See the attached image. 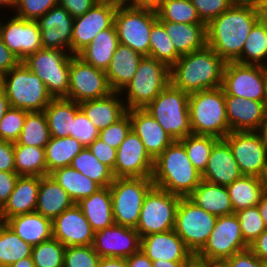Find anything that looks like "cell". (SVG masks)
<instances>
[{
    "instance_id": "9f6ffc18",
    "label": "cell",
    "mask_w": 267,
    "mask_h": 267,
    "mask_svg": "<svg viewBox=\"0 0 267 267\" xmlns=\"http://www.w3.org/2000/svg\"><path fill=\"white\" fill-rule=\"evenodd\" d=\"M196 8L199 18L204 24L218 17L221 13L229 9L235 0H190Z\"/></svg>"
},
{
    "instance_id": "11a10c76",
    "label": "cell",
    "mask_w": 267,
    "mask_h": 267,
    "mask_svg": "<svg viewBox=\"0 0 267 267\" xmlns=\"http://www.w3.org/2000/svg\"><path fill=\"white\" fill-rule=\"evenodd\" d=\"M131 130L130 116L126 113L116 123L99 131V138L109 146L117 149Z\"/></svg>"
},
{
    "instance_id": "60d3db41",
    "label": "cell",
    "mask_w": 267,
    "mask_h": 267,
    "mask_svg": "<svg viewBox=\"0 0 267 267\" xmlns=\"http://www.w3.org/2000/svg\"><path fill=\"white\" fill-rule=\"evenodd\" d=\"M15 172L19 176H46L45 148L14 144Z\"/></svg>"
},
{
    "instance_id": "89a4df30",
    "label": "cell",
    "mask_w": 267,
    "mask_h": 267,
    "mask_svg": "<svg viewBox=\"0 0 267 267\" xmlns=\"http://www.w3.org/2000/svg\"><path fill=\"white\" fill-rule=\"evenodd\" d=\"M191 261H168V260H157L152 261L153 267H187Z\"/></svg>"
},
{
    "instance_id": "f907efd6",
    "label": "cell",
    "mask_w": 267,
    "mask_h": 267,
    "mask_svg": "<svg viewBox=\"0 0 267 267\" xmlns=\"http://www.w3.org/2000/svg\"><path fill=\"white\" fill-rule=\"evenodd\" d=\"M26 110L9 107L0 122V140L15 143L22 132Z\"/></svg>"
},
{
    "instance_id": "09005b40",
    "label": "cell",
    "mask_w": 267,
    "mask_h": 267,
    "mask_svg": "<svg viewBox=\"0 0 267 267\" xmlns=\"http://www.w3.org/2000/svg\"><path fill=\"white\" fill-rule=\"evenodd\" d=\"M111 1L118 5H128L132 0H111Z\"/></svg>"
},
{
    "instance_id": "34e18365",
    "label": "cell",
    "mask_w": 267,
    "mask_h": 267,
    "mask_svg": "<svg viewBox=\"0 0 267 267\" xmlns=\"http://www.w3.org/2000/svg\"><path fill=\"white\" fill-rule=\"evenodd\" d=\"M8 267H35L32 256L20 259Z\"/></svg>"
},
{
    "instance_id": "e7e4bbea",
    "label": "cell",
    "mask_w": 267,
    "mask_h": 267,
    "mask_svg": "<svg viewBox=\"0 0 267 267\" xmlns=\"http://www.w3.org/2000/svg\"><path fill=\"white\" fill-rule=\"evenodd\" d=\"M249 249L267 264V229L264 230L249 246Z\"/></svg>"
},
{
    "instance_id": "ba28073f",
    "label": "cell",
    "mask_w": 267,
    "mask_h": 267,
    "mask_svg": "<svg viewBox=\"0 0 267 267\" xmlns=\"http://www.w3.org/2000/svg\"><path fill=\"white\" fill-rule=\"evenodd\" d=\"M72 56L70 52L41 48L22 63L46 85L52 98H67Z\"/></svg>"
},
{
    "instance_id": "ffe728a7",
    "label": "cell",
    "mask_w": 267,
    "mask_h": 267,
    "mask_svg": "<svg viewBox=\"0 0 267 267\" xmlns=\"http://www.w3.org/2000/svg\"><path fill=\"white\" fill-rule=\"evenodd\" d=\"M92 246L101 258L126 259L140 249V236L135 228L114 223L95 232Z\"/></svg>"
},
{
    "instance_id": "91938a15",
    "label": "cell",
    "mask_w": 267,
    "mask_h": 267,
    "mask_svg": "<svg viewBox=\"0 0 267 267\" xmlns=\"http://www.w3.org/2000/svg\"><path fill=\"white\" fill-rule=\"evenodd\" d=\"M18 177L16 172L0 171V209L8 201Z\"/></svg>"
},
{
    "instance_id": "2e32d148",
    "label": "cell",
    "mask_w": 267,
    "mask_h": 267,
    "mask_svg": "<svg viewBox=\"0 0 267 267\" xmlns=\"http://www.w3.org/2000/svg\"><path fill=\"white\" fill-rule=\"evenodd\" d=\"M249 249L235 213L217 218L215 227L204 247L194 257L227 259L233 254Z\"/></svg>"
},
{
    "instance_id": "5803f987",
    "label": "cell",
    "mask_w": 267,
    "mask_h": 267,
    "mask_svg": "<svg viewBox=\"0 0 267 267\" xmlns=\"http://www.w3.org/2000/svg\"><path fill=\"white\" fill-rule=\"evenodd\" d=\"M265 20H266V22H267V16H262Z\"/></svg>"
},
{
    "instance_id": "5b68a950",
    "label": "cell",
    "mask_w": 267,
    "mask_h": 267,
    "mask_svg": "<svg viewBox=\"0 0 267 267\" xmlns=\"http://www.w3.org/2000/svg\"><path fill=\"white\" fill-rule=\"evenodd\" d=\"M174 140L192 134L189 114V94L169 83L144 108Z\"/></svg>"
},
{
    "instance_id": "8992f818",
    "label": "cell",
    "mask_w": 267,
    "mask_h": 267,
    "mask_svg": "<svg viewBox=\"0 0 267 267\" xmlns=\"http://www.w3.org/2000/svg\"><path fill=\"white\" fill-rule=\"evenodd\" d=\"M9 106L28 112L44 111L53 99L46 85L22 62L1 77Z\"/></svg>"
},
{
    "instance_id": "1f68e13d",
    "label": "cell",
    "mask_w": 267,
    "mask_h": 267,
    "mask_svg": "<svg viewBox=\"0 0 267 267\" xmlns=\"http://www.w3.org/2000/svg\"><path fill=\"white\" fill-rule=\"evenodd\" d=\"M196 205L219 217L234 213L227 187L203 180L188 196Z\"/></svg>"
},
{
    "instance_id": "603a6c76",
    "label": "cell",
    "mask_w": 267,
    "mask_h": 267,
    "mask_svg": "<svg viewBox=\"0 0 267 267\" xmlns=\"http://www.w3.org/2000/svg\"><path fill=\"white\" fill-rule=\"evenodd\" d=\"M140 250L151 260L192 261L193 253L174 230L140 238Z\"/></svg>"
},
{
    "instance_id": "f546056e",
    "label": "cell",
    "mask_w": 267,
    "mask_h": 267,
    "mask_svg": "<svg viewBox=\"0 0 267 267\" xmlns=\"http://www.w3.org/2000/svg\"><path fill=\"white\" fill-rule=\"evenodd\" d=\"M74 204L69 194L50 175L40 177L35 212L53 221Z\"/></svg>"
},
{
    "instance_id": "bcb514c9",
    "label": "cell",
    "mask_w": 267,
    "mask_h": 267,
    "mask_svg": "<svg viewBox=\"0 0 267 267\" xmlns=\"http://www.w3.org/2000/svg\"><path fill=\"white\" fill-rule=\"evenodd\" d=\"M155 10L160 21L204 24L190 0H163Z\"/></svg>"
},
{
    "instance_id": "9c48e42d",
    "label": "cell",
    "mask_w": 267,
    "mask_h": 267,
    "mask_svg": "<svg viewBox=\"0 0 267 267\" xmlns=\"http://www.w3.org/2000/svg\"><path fill=\"white\" fill-rule=\"evenodd\" d=\"M169 83L170 68L155 58L143 56L132 80L122 90L127 93V110L145 108Z\"/></svg>"
},
{
    "instance_id": "4316f807",
    "label": "cell",
    "mask_w": 267,
    "mask_h": 267,
    "mask_svg": "<svg viewBox=\"0 0 267 267\" xmlns=\"http://www.w3.org/2000/svg\"><path fill=\"white\" fill-rule=\"evenodd\" d=\"M40 187V177L19 176L8 201L0 209V222L14 216L35 212Z\"/></svg>"
},
{
    "instance_id": "30bf717a",
    "label": "cell",
    "mask_w": 267,
    "mask_h": 267,
    "mask_svg": "<svg viewBox=\"0 0 267 267\" xmlns=\"http://www.w3.org/2000/svg\"><path fill=\"white\" fill-rule=\"evenodd\" d=\"M158 19L156 10L118 5L114 17L119 43L132 48L143 56H149L150 33Z\"/></svg>"
},
{
    "instance_id": "836d02e7",
    "label": "cell",
    "mask_w": 267,
    "mask_h": 267,
    "mask_svg": "<svg viewBox=\"0 0 267 267\" xmlns=\"http://www.w3.org/2000/svg\"><path fill=\"white\" fill-rule=\"evenodd\" d=\"M119 44L115 25L99 32L77 56L95 68L106 71Z\"/></svg>"
},
{
    "instance_id": "6125c7cd",
    "label": "cell",
    "mask_w": 267,
    "mask_h": 267,
    "mask_svg": "<svg viewBox=\"0 0 267 267\" xmlns=\"http://www.w3.org/2000/svg\"><path fill=\"white\" fill-rule=\"evenodd\" d=\"M99 0H58L73 18L82 16Z\"/></svg>"
},
{
    "instance_id": "a7ac6f4b",
    "label": "cell",
    "mask_w": 267,
    "mask_h": 267,
    "mask_svg": "<svg viewBox=\"0 0 267 267\" xmlns=\"http://www.w3.org/2000/svg\"><path fill=\"white\" fill-rule=\"evenodd\" d=\"M97 267H127L124 258L104 257L100 258Z\"/></svg>"
},
{
    "instance_id": "94428289",
    "label": "cell",
    "mask_w": 267,
    "mask_h": 267,
    "mask_svg": "<svg viewBox=\"0 0 267 267\" xmlns=\"http://www.w3.org/2000/svg\"><path fill=\"white\" fill-rule=\"evenodd\" d=\"M0 171L15 172L13 142L0 140Z\"/></svg>"
},
{
    "instance_id": "be15d7a7",
    "label": "cell",
    "mask_w": 267,
    "mask_h": 267,
    "mask_svg": "<svg viewBox=\"0 0 267 267\" xmlns=\"http://www.w3.org/2000/svg\"><path fill=\"white\" fill-rule=\"evenodd\" d=\"M20 61L6 47L0 37V77H3L12 68L16 67Z\"/></svg>"
},
{
    "instance_id": "d6986e66",
    "label": "cell",
    "mask_w": 267,
    "mask_h": 267,
    "mask_svg": "<svg viewBox=\"0 0 267 267\" xmlns=\"http://www.w3.org/2000/svg\"><path fill=\"white\" fill-rule=\"evenodd\" d=\"M154 159L148 154L140 138L131 129L117 148L115 178L152 177Z\"/></svg>"
},
{
    "instance_id": "11e5206c",
    "label": "cell",
    "mask_w": 267,
    "mask_h": 267,
    "mask_svg": "<svg viewBox=\"0 0 267 267\" xmlns=\"http://www.w3.org/2000/svg\"><path fill=\"white\" fill-rule=\"evenodd\" d=\"M258 133L261 135L262 140L267 146V112L263 122L261 123Z\"/></svg>"
},
{
    "instance_id": "7c38bea8",
    "label": "cell",
    "mask_w": 267,
    "mask_h": 267,
    "mask_svg": "<svg viewBox=\"0 0 267 267\" xmlns=\"http://www.w3.org/2000/svg\"><path fill=\"white\" fill-rule=\"evenodd\" d=\"M180 198L153 186L144 198L136 227L140 238L173 230Z\"/></svg>"
},
{
    "instance_id": "d590c367",
    "label": "cell",
    "mask_w": 267,
    "mask_h": 267,
    "mask_svg": "<svg viewBox=\"0 0 267 267\" xmlns=\"http://www.w3.org/2000/svg\"><path fill=\"white\" fill-rule=\"evenodd\" d=\"M79 110V103L75 101L53 98L44 109L51 137H70L72 121Z\"/></svg>"
},
{
    "instance_id": "db71d44e",
    "label": "cell",
    "mask_w": 267,
    "mask_h": 267,
    "mask_svg": "<svg viewBox=\"0 0 267 267\" xmlns=\"http://www.w3.org/2000/svg\"><path fill=\"white\" fill-rule=\"evenodd\" d=\"M57 5L58 0H19L14 13L19 18L37 21Z\"/></svg>"
},
{
    "instance_id": "b62a3aed",
    "label": "cell",
    "mask_w": 267,
    "mask_h": 267,
    "mask_svg": "<svg viewBox=\"0 0 267 267\" xmlns=\"http://www.w3.org/2000/svg\"><path fill=\"white\" fill-rule=\"evenodd\" d=\"M262 16H267V5L262 10Z\"/></svg>"
},
{
    "instance_id": "ab89813d",
    "label": "cell",
    "mask_w": 267,
    "mask_h": 267,
    "mask_svg": "<svg viewBox=\"0 0 267 267\" xmlns=\"http://www.w3.org/2000/svg\"><path fill=\"white\" fill-rule=\"evenodd\" d=\"M84 146L72 137H51L45 146L47 175L51 172L70 166L72 159L83 150Z\"/></svg>"
},
{
    "instance_id": "83f0119b",
    "label": "cell",
    "mask_w": 267,
    "mask_h": 267,
    "mask_svg": "<svg viewBox=\"0 0 267 267\" xmlns=\"http://www.w3.org/2000/svg\"><path fill=\"white\" fill-rule=\"evenodd\" d=\"M120 94L113 91L107 96L79 103L80 109L98 131L116 123L127 113L125 100L120 99Z\"/></svg>"
},
{
    "instance_id": "b9f144b4",
    "label": "cell",
    "mask_w": 267,
    "mask_h": 267,
    "mask_svg": "<svg viewBox=\"0 0 267 267\" xmlns=\"http://www.w3.org/2000/svg\"><path fill=\"white\" fill-rule=\"evenodd\" d=\"M33 246L23 241L6 223L0 222V267L32 256Z\"/></svg>"
},
{
    "instance_id": "2644e50d",
    "label": "cell",
    "mask_w": 267,
    "mask_h": 267,
    "mask_svg": "<svg viewBox=\"0 0 267 267\" xmlns=\"http://www.w3.org/2000/svg\"><path fill=\"white\" fill-rule=\"evenodd\" d=\"M163 0H132L128 5L133 7L156 9Z\"/></svg>"
},
{
    "instance_id": "753ad0ef",
    "label": "cell",
    "mask_w": 267,
    "mask_h": 267,
    "mask_svg": "<svg viewBox=\"0 0 267 267\" xmlns=\"http://www.w3.org/2000/svg\"><path fill=\"white\" fill-rule=\"evenodd\" d=\"M257 206L260 212V216L264 220L265 226L267 228V197L264 194L260 198V202Z\"/></svg>"
},
{
    "instance_id": "7dc6e473",
    "label": "cell",
    "mask_w": 267,
    "mask_h": 267,
    "mask_svg": "<svg viewBox=\"0 0 267 267\" xmlns=\"http://www.w3.org/2000/svg\"><path fill=\"white\" fill-rule=\"evenodd\" d=\"M218 140L212 136L190 134L179 141L184 145L192 165L203 174L206 170L211 150Z\"/></svg>"
},
{
    "instance_id": "484cf974",
    "label": "cell",
    "mask_w": 267,
    "mask_h": 267,
    "mask_svg": "<svg viewBox=\"0 0 267 267\" xmlns=\"http://www.w3.org/2000/svg\"><path fill=\"white\" fill-rule=\"evenodd\" d=\"M242 176L228 143L219 139L213 146L202 179L227 187Z\"/></svg>"
},
{
    "instance_id": "603ad722",
    "label": "cell",
    "mask_w": 267,
    "mask_h": 267,
    "mask_svg": "<svg viewBox=\"0 0 267 267\" xmlns=\"http://www.w3.org/2000/svg\"><path fill=\"white\" fill-rule=\"evenodd\" d=\"M236 2H241V3H243V0H235Z\"/></svg>"
},
{
    "instance_id": "7a4b0ae2",
    "label": "cell",
    "mask_w": 267,
    "mask_h": 267,
    "mask_svg": "<svg viewBox=\"0 0 267 267\" xmlns=\"http://www.w3.org/2000/svg\"><path fill=\"white\" fill-rule=\"evenodd\" d=\"M226 62L210 47L183 55L170 68V83L187 94L222 86Z\"/></svg>"
},
{
    "instance_id": "44dd1931",
    "label": "cell",
    "mask_w": 267,
    "mask_h": 267,
    "mask_svg": "<svg viewBox=\"0 0 267 267\" xmlns=\"http://www.w3.org/2000/svg\"><path fill=\"white\" fill-rule=\"evenodd\" d=\"M53 238L67 246L93 245L95 231L81 208L74 204L52 221Z\"/></svg>"
},
{
    "instance_id": "67dfc351",
    "label": "cell",
    "mask_w": 267,
    "mask_h": 267,
    "mask_svg": "<svg viewBox=\"0 0 267 267\" xmlns=\"http://www.w3.org/2000/svg\"><path fill=\"white\" fill-rule=\"evenodd\" d=\"M187 267H201V266L193 259Z\"/></svg>"
},
{
    "instance_id": "9a60e30c",
    "label": "cell",
    "mask_w": 267,
    "mask_h": 267,
    "mask_svg": "<svg viewBox=\"0 0 267 267\" xmlns=\"http://www.w3.org/2000/svg\"><path fill=\"white\" fill-rule=\"evenodd\" d=\"M69 75L67 99L77 103L101 98L113 92L106 71L87 64L77 55L71 57Z\"/></svg>"
},
{
    "instance_id": "d4e9b609",
    "label": "cell",
    "mask_w": 267,
    "mask_h": 267,
    "mask_svg": "<svg viewBox=\"0 0 267 267\" xmlns=\"http://www.w3.org/2000/svg\"><path fill=\"white\" fill-rule=\"evenodd\" d=\"M225 103L231 132L259 130L267 112L264 102L225 95Z\"/></svg>"
},
{
    "instance_id": "f1b7e54d",
    "label": "cell",
    "mask_w": 267,
    "mask_h": 267,
    "mask_svg": "<svg viewBox=\"0 0 267 267\" xmlns=\"http://www.w3.org/2000/svg\"><path fill=\"white\" fill-rule=\"evenodd\" d=\"M143 55L132 48L118 44L109 68L106 70L109 85L114 92H120L128 85L137 71Z\"/></svg>"
},
{
    "instance_id": "4fadbf2b",
    "label": "cell",
    "mask_w": 267,
    "mask_h": 267,
    "mask_svg": "<svg viewBox=\"0 0 267 267\" xmlns=\"http://www.w3.org/2000/svg\"><path fill=\"white\" fill-rule=\"evenodd\" d=\"M224 140L242 175L259 178L267 175V146L258 131L230 132Z\"/></svg>"
},
{
    "instance_id": "681fc988",
    "label": "cell",
    "mask_w": 267,
    "mask_h": 267,
    "mask_svg": "<svg viewBox=\"0 0 267 267\" xmlns=\"http://www.w3.org/2000/svg\"><path fill=\"white\" fill-rule=\"evenodd\" d=\"M240 222V228L245 243H251L264 231L266 226L260 216L258 206L249 207L235 212Z\"/></svg>"
},
{
    "instance_id": "f5cc1de1",
    "label": "cell",
    "mask_w": 267,
    "mask_h": 267,
    "mask_svg": "<svg viewBox=\"0 0 267 267\" xmlns=\"http://www.w3.org/2000/svg\"><path fill=\"white\" fill-rule=\"evenodd\" d=\"M70 137L75 138L84 147H88L95 139L99 138L98 129L81 109L75 114L74 121H72Z\"/></svg>"
},
{
    "instance_id": "e575fe53",
    "label": "cell",
    "mask_w": 267,
    "mask_h": 267,
    "mask_svg": "<svg viewBox=\"0 0 267 267\" xmlns=\"http://www.w3.org/2000/svg\"><path fill=\"white\" fill-rule=\"evenodd\" d=\"M77 205L96 232L114 224L112 198L109 187H101Z\"/></svg>"
},
{
    "instance_id": "74e56055",
    "label": "cell",
    "mask_w": 267,
    "mask_h": 267,
    "mask_svg": "<svg viewBox=\"0 0 267 267\" xmlns=\"http://www.w3.org/2000/svg\"><path fill=\"white\" fill-rule=\"evenodd\" d=\"M227 190L234 213L257 206L263 196V178L242 175L228 185Z\"/></svg>"
},
{
    "instance_id": "6da1fadb",
    "label": "cell",
    "mask_w": 267,
    "mask_h": 267,
    "mask_svg": "<svg viewBox=\"0 0 267 267\" xmlns=\"http://www.w3.org/2000/svg\"><path fill=\"white\" fill-rule=\"evenodd\" d=\"M262 17L259 8L235 2L206 25L207 46L226 63L235 62L253 25Z\"/></svg>"
},
{
    "instance_id": "8d00e7d4",
    "label": "cell",
    "mask_w": 267,
    "mask_h": 267,
    "mask_svg": "<svg viewBox=\"0 0 267 267\" xmlns=\"http://www.w3.org/2000/svg\"><path fill=\"white\" fill-rule=\"evenodd\" d=\"M70 196L75 204L101 187L72 167L59 168L49 174Z\"/></svg>"
},
{
    "instance_id": "277c9868",
    "label": "cell",
    "mask_w": 267,
    "mask_h": 267,
    "mask_svg": "<svg viewBox=\"0 0 267 267\" xmlns=\"http://www.w3.org/2000/svg\"><path fill=\"white\" fill-rule=\"evenodd\" d=\"M192 134L224 139L230 132L222 87L189 94Z\"/></svg>"
},
{
    "instance_id": "c3c4849f",
    "label": "cell",
    "mask_w": 267,
    "mask_h": 267,
    "mask_svg": "<svg viewBox=\"0 0 267 267\" xmlns=\"http://www.w3.org/2000/svg\"><path fill=\"white\" fill-rule=\"evenodd\" d=\"M65 246L55 238L43 241L32 248L35 267H63Z\"/></svg>"
},
{
    "instance_id": "f35d334b",
    "label": "cell",
    "mask_w": 267,
    "mask_h": 267,
    "mask_svg": "<svg viewBox=\"0 0 267 267\" xmlns=\"http://www.w3.org/2000/svg\"><path fill=\"white\" fill-rule=\"evenodd\" d=\"M266 59L267 22L263 17H261L251 28L244 43L241 55L235 62L267 67Z\"/></svg>"
},
{
    "instance_id": "3957f363",
    "label": "cell",
    "mask_w": 267,
    "mask_h": 267,
    "mask_svg": "<svg viewBox=\"0 0 267 267\" xmlns=\"http://www.w3.org/2000/svg\"><path fill=\"white\" fill-rule=\"evenodd\" d=\"M154 186L179 197H188L202 181V174L192 165L184 145L173 141L155 160Z\"/></svg>"
},
{
    "instance_id": "7bdbcfd3",
    "label": "cell",
    "mask_w": 267,
    "mask_h": 267,
    "mask_svg": "<svg viewBox=\"0 0 267 267\" xmlns=\"http://www.w3.org/2000/svg\"><path fill=\"white\" fill-rule=\"evenodd\" d=\"M70 167L80 171L83 175L96 182L100 187H109L115 179L113 171L108 166L101 163L88 147H84L83 150L72 159Z\"/></svg>"
},
{
    "instance_id": "52a82bcc",
    "label": "cell",
    "mask_w": 267,
    "mask_h": 267,
    "mask_svg": "<svg viewBox=\"0 0 267 267\" xmlns=\"http://www.w3.org/2000/svg\"><path fill=\"white\" fill-rule=\"evenodd\" d=\"M153 186L152 177L115 178L109 186L114 223L136 229L144 198Z\"/></svg>"
},
{
    "instance_id": "003e7915",
    "label": "cell",
    "mask_w": 267,
    "mask_h": 267,
    "mask_svg": "<svg viewBox=\"0 0 267 267\" xmlns=\"http://www.w3.org/2000/svg\"><path fill=\"white\" fill-rule=\"evenodd\" d=\"M194 260L201 267H229L227 263V259L194 257Z\"/></svg>"
},
{
    "instance_id": "6f0895ef",
    "label": "cell",
    "mask_w": 267,
    "mask_h": 267,
    "mask_svg": "<svg viewBox=\"0 0 267 267\" xmlns=\"http://www.w3.org/2000/svg\"><path fill=\"white\" fill-rule=\"evenodd\" d=\"M88 149L96 156V158L108 166L114 174V167L116 162L117 149L109 146L103 142L100 138L95 139L89 146Z\"/></svg>"
},
{
    "instance_id": "979ff035",
    "label": "cell",
    "mask_w": 267,
    "mask_h": 267,
    "mask_svg": "<svg viewBox=\"0 0 267 267\" xmlns=\"http://www.w3.org/2000/svg\"><path fill=\"white\" fill-rule=\"evenodd\" d=\"M265 105L267 108V67H265Z\"/></svg>"
},
{
    "instance_id": "5bb4252c",
    "label": "cell",
    "mask_w": 267,
    "mask_h": 267,
    "mask_svg": "<svg viewBox=\"0 0 267 267\" xmlns=\"http://www.w3.org/2000/svg\"><path fill=\"white\" fill-rule=\"evenodd\" d=\"M221 87L224 95L265 103V67L227 62Z\"/></svg>"
},
{
    "instance_id": "816d5d0a",
    "label": "cell",
    "mask_w": 267,
    "mask_h": 267,
    "mask_svg": "<svg viewBox=\"0 0 267 267\" xmlns=\"http://www.w3.org/2000/svg\"><path fill=\"white\" fill-rule=\"evenodd\" d=\"M100 258L92 245L67 246L63 267H97Z\"/></svg>"
},
{
    "instance_id": "deb4b68c",
    "label": "cell",
    "mask_w": 267,
    "mask_h": 267,
    "mask_svg": "<svg viewBox=\"0 0 267 267\" xmlns=\"http://www.w3.org/2000/svg\"><path fill=\"white\" fill-rule=\"evenodd\" d=\"M263 194L267 197V175L263 178Z\"/></svg>"
},
{
    "instance_id": "e0dca14e",
    "label": "cell",
    "mask_w": 267,
    "mask_h": 267,
    "mask_svg": "<svg viewBox=\"0 0 267 267\" xmlns=\"http://www.w3.org/2000/svg\"><path fill=\"white\" fill-rule=\"evenodd\" d=\"M117 6L111 0H99L82 16L74 18L71 54L77 55L99 32L114 25Z\"/></svg>"
},
{
    "instance_id": "f6af8a7d",
    "label": "cell",
    "mask_w": 267,
    "mask_h": 267,
    "mask_svg": "<svg viewBox=\"0 0 267 267\" xmlns=\"http://www.w3.org/2000/svg\"><path fill=\"white\" fill-rule=\"evenodd\" d=\"M149 56L166 64L171 68L179 59L172 40L167 35L164 24L157 19L152 26L150 33Z\"/></svg>"
},
{
    "instance_id": "2a66077c",
    "label": "cell",
    "mask_w": 267,
    "mask_h": 267,
    "mask_svg": "<svg viewBox=\"0 0 267 267\" xmlns=\"http://www.w3.org/2000/svg\"><path fill=\"white\" fill-rule=\"evenodd\" d=\"M243 3L263 10L267 5V0H243Z\"/></svg>"
},
{
    "instance_id": "8fae6325",
    "label": "cell",
    "mask_w": 267,
    "mask_h": 267,
    "mask_svg": "<svg viewBox=\"0 0 267 267\" xmlns=\"http://www.w3.org/2000/svg\"><path fill=\"white\" fill-rule=\"evenodd\" d=\"M217 218L196 205L188 197H181L178 203L173 230L184 241L185 246L195 255L208 241Z\"/></svg>"
},
{
    "instance_id": "b9fcfbb0",
    "label": "cell",
    "mask_w": 267,
    "mask_h": 267,
    "mask_svg": "<svg viewBox=\"0 0 267 267\" xmlns=\"http://www.w3.org/2000/svg\"><path fill=\"white\" fill-rule=\"evenodd\" d=\"M19 0H0V8L3 7H10L16 8Z\"/></svg>"
},
{
    "instance_id": "680465c9",
    "label": "cell",
    "mask_w": 267,
    "mask_h": 267,
    "mask_svg": "<svg viewBox=\"0 0 267 267\" xmlns=\"http://www.w3.org/2000/svg\"><path fill=\"white\" fill-rule=\"evenodd\" d=\"M227 263L229 267H266L250 249L233 254Z\"/></svg>"
},
{
    "instance_id": "cb8c5ba5",
    "label": "cell",
    "mask_w": 267,
    "mask_h": 267,
    "mask_svg": "<svg viewBox=\"0 0 267 267\" xmlns=\"http://www.w3.org/2000/svg\"><path fill=\"white\" fill-rule=\"evenodd\" d=\"M127 113L130 116L131 129L155 160L174 140L144 108L129 109Z\"/></svg>"
},
{
    "instance_id": "ee69618b",
    "label": "cell",
    "mask_w": 267,
    "mask_h": 267,
    "mask_svg": "<svg viewBox=\"0 0 267 267\" xmlns=\"http://www.w3.org/2000/svg\"><path fill=\"white\" fill-rule=\"evenodd\" d=\"M51 135L44 111L27 112L24 126L14 144L45 148Z\"/></svg>"
},
{
    "instance_id": "7402d4cb",
    "label": "cell",
    "mask_w": 267,
    "mask_h": 267,
    "mask_svg": "<svg viewBox=\"0 0 267 267\" xmlns=\"http://www.w3.org/2000/svg\"><path fill=\"white\" fill-rule=\"evenodd\" d=\"M74 18L62 6L52 7L37 20L43 48L58 49L71 53ZM66 48V49H65Z\"/></svg>"
},
{
    "instance_id": "d6a6232c",
    "label": "cell",
    "mask_w": 267,
    "mask_h": 267,
    "mask_svg": "<svg viewBox=\"0 0 267 267\" xmlns=\"http://www.w3.org/2000/svg\"><path fill=\"white\" fill-rule=\"evenodd\" d=\"M23 241L38 245L53 237L52 220L32 212L9 218L5 222Z\"/></svg>"
},
{
    "instance_id": "ac0fdd59",
    "label": "cell",
    "mask_w": 267,
    "mask_h": 267,
    "mask_svg": "<svg viewBox=\"0 0 267 267\" xmlns=\"http://www.w3.org/2000/svg\"><path fill=\"white\" fill-rule=\"evenodd\" d=\"M3 23L0 22V37L20 62L43 48L41 31L37 21L19 18L14 15L8 22Z\"/></svg>"
},
{
    "instance_id": "8c879c8a",
    "label": "cell",
    "mask_w": 267,
    "mask_h": 267,
    "mask_svg": "<svg viewBox=\"0 0 267 267\" xmlns=\"http://www.w3.org/2000/svg\"><path fill=\"white\" fill-rule=\"evenodd\" d=\"M9 102L4 90L0 89V122L3 119L7 109L9 108Z\"/></svg>"
},
{
    "instance_id": "03108f58",
    "label": "cell",
    "mask_w": 267,
    "mask_h": 267,
    "mask_svg": "<svg viewBox=\"0 0 267 267\" xmlns=\"http://www.w3.org/2000/svg\"><path fill=\"white\" fill-rule=\"evenodd\" d=\"M125 261L127 267H153L152 261L140 249L126 258Z\"/></svg>"
},
{
    "instance_id": "4dcf8cb0",
    "label": "cell",
    "mask_w": 267,
    "mask_h": 267,
    "mask_svg": "<svg viewBox=\"0 0 267 267\" xmlns=\"http://www.w3.org/2000/svg\"><path fill=\"white\" fill-rule=\"evenodd\" d=\"M172 40L176 52L186 55L207 46L206 24H185L161 21Z\"/></svg>"
}]
</instances>
